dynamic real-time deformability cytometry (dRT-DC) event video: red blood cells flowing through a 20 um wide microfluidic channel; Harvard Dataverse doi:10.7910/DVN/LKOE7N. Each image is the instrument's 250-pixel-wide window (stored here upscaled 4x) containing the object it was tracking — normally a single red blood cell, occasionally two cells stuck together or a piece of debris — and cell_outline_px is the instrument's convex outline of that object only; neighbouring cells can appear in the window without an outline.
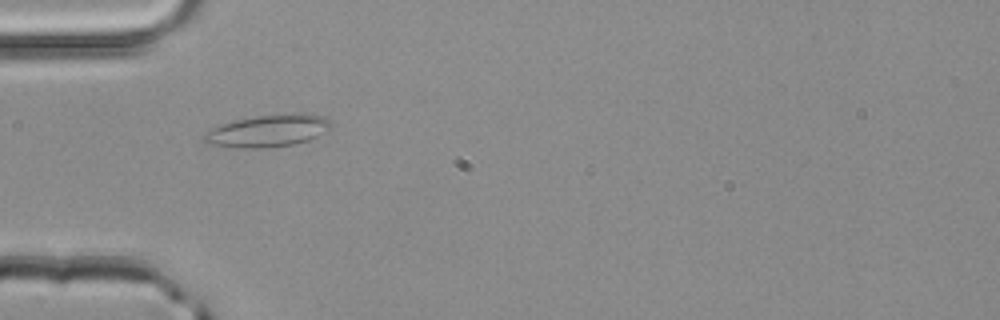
{"species": "common noctule bat (a hibernating species)", "species_latin": "Nyctalus noctula", "temperature_condition": "room temperature", "stored_images_in_passage": 4, "camera_frame_rate_fps": 3000, "um_per_image_px": 0.085, "animal": {"sex": "male", "body_mass_g": 20.4}, "frame": {"image": 1, "passage_image": 4, "time_ms": 1.0, "image_size_px": [1000, 320], "cell_outline_px": [[332, 128], [328, 132], [308, 140], [296, 144], [264, 148], [236, 148], [204, 144], [200, 140], [200, 136], [212, 128], [220, 124], [236, 120], [256, 116], [300, 112], [308, 112], [320, 116], [328, 120], [332, 124]], "centroid_in_image_um": [22.75, 11.13], "position_along_channel_um": 62.3, "area_um2": 24.45}}